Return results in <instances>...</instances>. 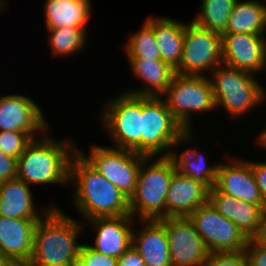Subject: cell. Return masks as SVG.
Here are the masks:
<instances>
[{"label":"cell","mask_w":266,"mask_h":266,"mask_svg":"<svg viewBox=\"0 0 266 266\" xmlns=\"http://www.w3.org/2000/svg\"><path fill=\"white\" fill-rule=\"evenodd\" d=\"M52 207L34 229L33 252L25 266H76L83 244H77L83 223Z\"/></svg>","instance_id":"1"},{"label":"cell","mask_w":266,"mask_h":266,"mask_svg":"<svg viewBox=\"0 0 266 266\" xmlns=\"http://www.w3.org/2000/svg\"><path fill=\"white\" fill-rule=\"evenodd\" d=\"M69 183L75 186L73 204L85 221L130 215L129 198L95 171L78 152L71 159Z\"/></svg>","instance_id":"2"},{"label":"cell","mask_w":266,"mask_h":266,"mask_svg":"<svg viewBox=\"0 0 266 266\" xmlns=\"http://www.w3.org/2000/svg\"><path fill=\"white\" fill-rule=\"evenodd\" d=\"M40 135L41 139H33L17 159V179L28 185L69 184L70 163L77 147L65 138L61 142L46 132Z\"/></svg>","instance_id":"3"},{"label":"cell","mask_w":266,"mask_h":266,"mask_svg":"<svg viewBox=\"0 0 266 266\" xmlns=\"http://www.w3.org/2000/svg\"><path fill=\"white\" fill-rule=\"evenodd\" d=\"M146 157L140 165L134 194L129 198V212L135 219L159 220L167 218L166 197L176 170L170 156ZM151 160V161H150Z\"/></svg>","instance_id":"4"},{"label":"cell","mask_w":266,"mask_h":266,"mask_svg":"<svg viewBox=\"0 0 266 266\" xmlns=\"http://www.w3.org/2000/svg\"><path fill=\"white\" fill-rule=\"evenodd\" d=\"M141 154L170 156L174 147L193 138L167 108L163 96H142ZM165 152V153H164Z\"/></svg>","instance_id":"5"},{"label":"cell","mask_w":266,"mask_h":266,"mask_svg":"<svg viewBox=\"0 0 266 266\" xmlns=\"http://www.w3.org/2000/svg\"><path fill=\"white\" fill-rule=\"evenodd\" d=\"M210 74L216 108L238 119L266 100V91L252 73L221 63ZM258 80V81H257Z\"/></svg>","instance_id":"6"},{"label":"cell","mask_w":266,"mask_h":266,"mask_svg":"<svg viewBox=\"0 0 266 266\" xmlns=\"http://www.w3.org/2000/svg\"><path fill=\"white\" fill-rule=\"evenodd\" d=\"M172 115L186 130L191 128V116L195 112L206 113L216 109L212 85L207 76L175 74L170 86L162 94Z\"/></svg>","instance_id":"7"},{"label":"cell","mask_w":266,"mask_h":266,"mask_svg":"<svg viewBox=\"0 0 266 266\" xmlns=\"http://www.w3.org/2000/svg\"><path fill=\"white\" fill-rule=\"evenodd\" d=\"M102 113V124L114 141L113 147L141 154L142 96L124 92L107 100Z\"/></svg>","instance_id":"8"},{"label":"cell","mask_w":266,"mask_h":266,"mask_svg":"<svg viewBox=\"0 0 266 266\" xmlns=\"http://www.w3.org/2000/svg\"><path fill=\"white\" fill-rule=\"evenodd\" d=\"M90 154L77 150L80 156L99 174L130 198L136 189L141 162L147 157L132 150L92 145Z\"/></svg>","instance_id":"9"},{"label":"cell","mask_w":266,"mask_h":266,"mask_svg":"<svg viewBox=\"0 0 266 266\" xmlns=\"http://www.w3.org/2000/svg\"><path fill=\"white\" fill-rule=\"evenodd\" d=\"M222 63L221 34L197 25L185 24L182 58L175 70L180 75L207 76ZM204 72V73H203Z\"/></svg>","instance_id":"10"},{"label":"cell","mask_w":266,"mask_h":266,"mask_svg":"<svg viewBox=\"0 0 266 266\" xmlns=\"http://www.w3.org/2000/svg\"><path fill=\"white\" fill-rule=\"evenodd\" d=\"M211 252L245 250L249 239L230 220L216 211L209 201L188 216Z\"/></svg>","instance_id":"11"},{"label":"cell","mask_w":266,"mask_h":266,"mask_svg":"<svg viewBox=\"0 0 266 266\" xmlns=\"http://www.w3.org/2000/svg\"><path fill=\"white\" fill-rule=\"evenodd\" d=\"M158 221L166 230L172 266H205L209 252L188 217Z\"/></svg>","instance_id":"12"},{"label":"cell","mask_w":266,"mask_h":266,"mask_svg":"<svg viewBox=\"0 0 266 266\" xmlns=\"http://www.w3.org/2000/svg\"><path fill=\"white\" fill-rule=\"evenodd\" d=\"M222 63L256 75L265 72L266 36L250 33H223Z\"/></svg>","instance_id":"13"},{"label":"cell","mask_w":266,"mask_h":266,"mask_svg":"<svg viewBox=\"0 0 266 266\" xmlns=\"http://www.w3.org/2000/svg\"><path fill=\"white\" fill-rule=\"evenodd\" d=\"M43 111L26 95L11 94L0 97V131H22L33 139L37 133L49 129ZM41 131V132H40Z\"/></svg>","instance_id":"14"},{"label":"cell","mask_w":266,"mask_h":266,"mask_svg":"<svg viewBox=\"0 0 266 266\" xmlns=\"http://www.w3.org/2000/svg\"><path fill=\"white\" fill-rule=\"evenodd\" d=\"M227 163H218L215 187L222 193L259 205L265 210L259 187L256 183L248 160L230 159Z\"/></svg>","instance_id":"15"},{"label":"cell","mask_w":266,"mask_h":266,"mask_svg":"<svg viewBox=\"0 0 266 266\" xmlns=\"http://www.w3.org/2000/svg\"><path fill=\"white\" fill-rule=\"evenodd\" d=\"M133 219L131 215H121L87 220L97 230L94 245L89 246L118 259L132 245Z\"/></svg>","instance_id":"16"},{"label":"cell","mask_w":266,"mask_h":266,"mask_svg":"<svg viewBox=\"0 0 266 266\" xmlns=\"http://www.w3.org/2000/svg\"><path fill=\"white\" fill-rule=\"evenodd\" d=\"M208 201L217 212L234 223L248 239L258 235L266 214L262 207L226 195L215 186L208 191Z\"/></svg>","instance_id":"17"},{"label":"cell","mask_w":266,"mask_h":266,"mask_svg":"<svg viewBox=\"0 0 266 266\" xmlns=\"http://www.w3.org/2000/svg\"><path fill=\"white\" fill-rule=\"evenodd\" d=\"M39 220L0 216V251L17 266H25L31 258L34 229Z\"/></svg>","instance_id":"18"},{"label":"cell","mask_w":266,"mask_h":266,"mask_svg":"<svg viewBox=\"0 0 266 266\" xmlns=\"http://www.w3.org/2000/svg\"><path fill=\"white\" fill-rule=\"evenodd\" d=\"M209 189L175 170L166 197L167 217H188L208 201Z\"/></svg>","instance_id":"19"},{"label":"cell","mask_w":266,"mask_h":266,"mask_svg":"<svg viewBox=\"0 0 266 266\" xmlns=\"http://www.w3.org/2000/svg\"><path fill=\"white\" fill-rule=\"evenodd\" d=\"M140 222L141 229H133L132 246L148 266H172L165 227L158 220Z\"/></svg>","instance_id":"20"},{"label":"cell","mask_w":266,"mask_h":266,"mask_svg":"<svg viewBox=\"0 0 266 266\" xmlns=\"http://www.w3.org/2000/svg\"><path fill=\"white\" fill-rule=\"evenodd\" d=\"M30 185L19 179L0 182V216L7 218L41 219L55 204L36 211Z\"/></svg>","instance_id":"21"},{"label":"cell","mask_w":266,"mask_h":266,"mask_svg":"<svg viewBox=\"0 0 266 266\" xmlns=\"http://www.w3.org/2000/svg\"><path fill=\"white\" fill-rule=\"evenodd\" d=\"M135 77L145 83L138 90L127 93L139 96L161 97L170 86L175 70L161 59L127 58Z\"/></svg>","instance_id":"22"},{"label":"cell","mask_w":266,"mask_h":266,"mask_svg":"<svg viewBox=\"0 0 266 266\" xmlns=\"http://www.w3.org/2000/svg\"><path fill=\"white\" fill-rule=\"evenodd\" d=\"M90 0H46L44 14L47 28L77 27L87 33Z\"/></svg>","instance_id":"23"},{"label":"cell","mask_w":266,"mask_h":266,"mask_svg":"<svg viewBox=\"0 0 266 266\" xmlns=\"http://www.w3.org/2000/svg\"><path fill=\"white\" fill-rule=\"evenodd\" d=\"M185 24L170 17L154 18V37L160 59L176 70L182 58Z\"/></svg>","instance_id":"24"},{"label":"cell","mask_w":266,"mask_h":266,"mask_svg":"<svg viewBox=\"0 0 266 266\" xmlns=\"http://www.w3.org/2000/svg\"><path fill=\"white\" fill-rule=\"evenodd\" d=\"M266 4L260 0H238L229 17L224 33L265 35Z\"/></svg>","instance_id":"25"},{"label":"cell","mask_w":266,"mask_h":266,"mask_svg":"<svg viewBox=\"0 0 266 266\" xmlns=\"http://www.w3.org/2000/svg\"><path fill=\"white\" fill-rule=\"evenodd\" d=\"M195 148V149H194ZM174 149L170 157L173 159L176 170L180 173L191 177L193 180L204 184L209 190L215 186L217 180L218 163L208 165L206 157L196 147L186 149L182 154ZM207 164V165H206Z\"/></svg>","instance_id":"26"},{"label":"cell","mask_w":266,"mask_h":266,"mask_svg":"<svg viewBox=\"0 0 266 266\" xmlns=\"http://www.w3.org/2000/svg\"><path fill=\"white\" fill-rule=\"evenodd\" d=\"M238 0H202L200 12L194 22L210 31L223 34L227 28L229 17Z\"/></svg>","instance_id":"27"},{"label":"cell","mask_w":266,"mask_h":266,"mask_svg":"<svg viewBox=\"0 0 266 266\" xmlns=\"http://www.w3.org/2000/svg\"><path fill=\"white\" fill-rule=\"evenodd\" d=\"M50 35L49 41L53 56L63 57L76 54L85 47L86 32L82 28L62 27L47 28ZM86 42V43H85Z\"/></svg>","instance_id":"28"},{"label":"cell","mask_w":266,"mask_h":266,"mask_svg":"<svg viewBox=\"0 0 266 266\" xmlns=\"http://www.w3.org/2000/svg\"><path fill=\"white\" fill-rule=\"evenodd\" d=\"M142 28L129 37L125 51L128 58L160 59V50L154 37V17H149Z\"/></svg>","instance_id":"29"},{"label":"cell","mask_w":266,"mask_h":266,"mask_svg":"<svg viewBox=\"0 0 266 266\" xmlns=\"http://www.w3.org/2000/svg\"><path fill=\"white\" fill-rule=\"evenodd\" d=\"M33 138L22 131H0V150L16 159L24 152Z\"/></svg>","instance_id":"30"},{"label":"cell","mask_w":266,"mask_h":266,"mask_svg":"<svg viewBox=\"0 0 266 266\" xmlns=\"http://www.w3.org/2000/svg\"><path fill=\"white\" fill-rule=\"evenodd\" d=\"M205 266H249L245 250L211 252Z\"/></svg>","instance_id":"31"},{"label":"cell","mask_w":266,"mask_h":266,"mask_svg":"<svg viewBox=\"0 0 266 266\" xmlns=\"http://www.w3.org/2000/svg\"><path fill=\"white\" fill-rule=\"evenodd\" d=\"M76 266H117V258L99 253L85 243L81 246Z\"/></svg>","instance_id":"32"},{"label":"cell","mask_w":266,"mask_h":266,"mask_svg":"<svg viewBox=\"0 0 266 266\" xmlns=\"http://www.w3.org/2000/svg\"><path fill=\"white\" fill-rule=\"evenodd\" d=\"M245 252L249 266H266V247L255 238L249 239Z\"/></svg>","instance_id":"33"},{"label":"cell","mask_w":266,"mask_h":266,"mask_svg":"<svg viewBox=\"0 0 266 266\" xmlns=\"http://www.w3.org/2000/svg\"><path fill=\"white\" fill-rule=\"evenodd\" d=\"M17 159L0 150V182L17 179Z\"/></svg>","instance_id":"34"},{"label":"cell","mask_w":266,"mask_h":266,"mask_svg":"<svg viewBox=\"0 0 266 266\" xmlns=\"http://www.w3.org/2000/svg\"><path fill=\"white\" fill-rule=\"evenodd\" d=\"M266 211V162H250Z\"/></svg>","instance_id":"35"},{"label":"cell","mask_w":266,"mask_h":266,"mask_svg":"<svg viewBox=\"0 0 266 266\" xmlns=\"http://www.w3.org/2000/svg\"><path fill=\"white\" fill-rule=\"evenodd\" d=\"M117 266H148L131 245L118 259Z\"/></svg>","instance_id":"36"},{"label":"cell","mask_w":266,"mask_h":266,"mask_svg":"<svg viewBox=\"0 0 266 266\" xmlns=\"http://www.w3.org/2000/svg\"><path fill=\"white\" fill-rule=\"evenodd\" d=\"M255 239L263 246L266 247V214L264 215L262 225L260 227L258 235Z\"/></svg>","instance_id":"37"},{"label":"cell","mask_w":266,"mask_h":266,"mask_svg":"<svg viewBox=\"0 0 266 266\" xmlns=\"http://www.w3.org/2000/svg\"><path fill=\"white\" fill-rule=\"evenodd\" d=\"M0 266H17L9 257L0 251Z\"/></svg>","instance_id":"38"},{"label":"cell","mask_w":266,"mask_h":266,"mask_svg":"<svg viewBox=\"0 0 266 266\" xmlns=\"http://www.w3.org/2000/svg\"><path fill=\"white\" fill-rule=\"evenodd\" d=\"M258 141V144H260L261 147H265L266 149V127L265 129L260 133V135L256 139V143Z\"/></svg>","instance_id":"39"}]
</instances>
